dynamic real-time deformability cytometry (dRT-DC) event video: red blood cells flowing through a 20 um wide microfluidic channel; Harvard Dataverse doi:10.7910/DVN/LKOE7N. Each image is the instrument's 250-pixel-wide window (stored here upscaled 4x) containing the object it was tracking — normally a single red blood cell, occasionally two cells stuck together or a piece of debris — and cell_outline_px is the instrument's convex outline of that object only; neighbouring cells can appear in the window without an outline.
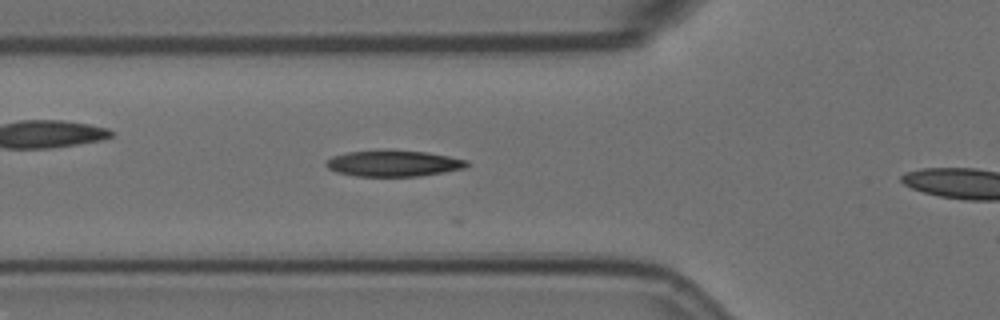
{"species": "Egyptian fruit bat (a non-hibernating species)", "species_latin": "Rousettus aegyptiacus", "temperature_condition": "room temperature", "stored_images_in_passage": 10, "camera_frame_rate_fps": 3000, "um_per_image_px": 0.085, "animal": {"sex": "female"}, "frame": {"image": 1, "passage_image": 3, "time_ms": 0.667, "image_size_px": [1000, 320], "cell_outline_px": [[468, 164], [464, 168], [444, 172], [420, 176], [356, 176], [336, 172], [328, 168], [324, 164], [332, 156], [348, 152], [428, 152], [468, 160]], "centroid_in_image_um": [33.46, 13.92], "position_along_channel_um": 92.3, "area_um2": 20.69}}
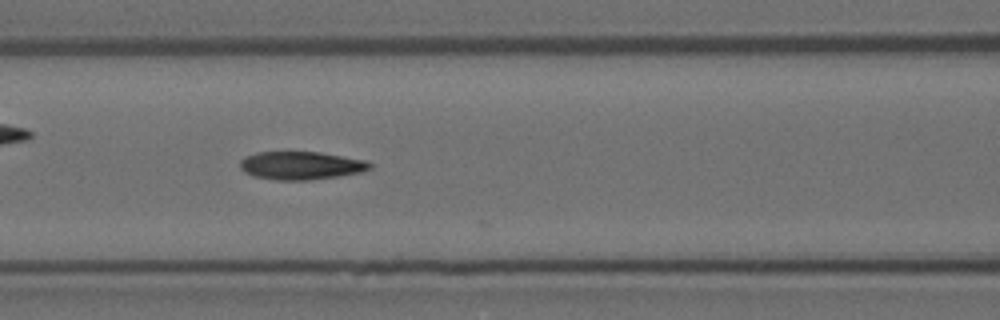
{"frame": {"image": 2, "passage_image": 7, "time_ms": 2.0, "image_size_px": [1000, 320], "cell_outline_px": [[372, 168], [360, 172], [336, 176], [308, 180], [276, 180], [252, 176], [244, 172], [240, 168], [240, 160], [244, 156], [256, 152], [320, 152], [364, 160], [372, 164]], "centroid_in_image_um": [25.53, 14.06], "position_along_channel_um": 141.1, "area_um2": 21.21}}